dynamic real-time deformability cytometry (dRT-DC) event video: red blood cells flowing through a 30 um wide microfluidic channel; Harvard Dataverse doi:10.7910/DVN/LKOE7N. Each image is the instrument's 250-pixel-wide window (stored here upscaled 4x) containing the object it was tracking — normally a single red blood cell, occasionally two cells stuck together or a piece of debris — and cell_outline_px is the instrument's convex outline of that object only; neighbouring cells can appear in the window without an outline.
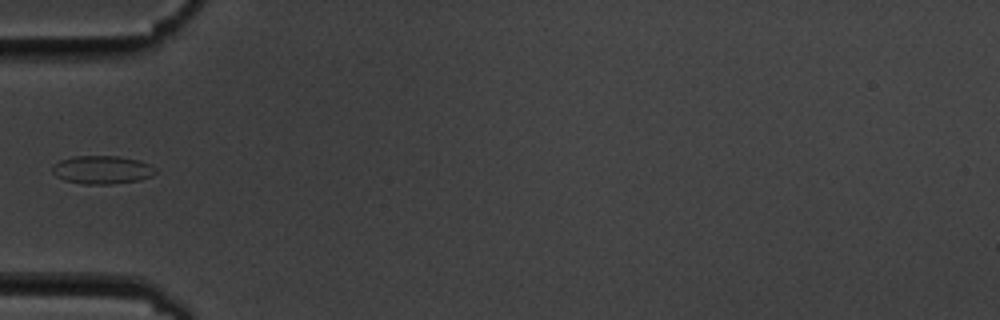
{"species": "common noctule bat (a hibernating species)", "species_latin": "Nyctalus noctula", "temperature_condition": "cold", "stored_images_in_passage": 9, "camera_frame_rate_fps": 3000, "um_per_image_px": 0.085, "animal": {"sex": "male", "body_mass_g": 19.5, "forearm_length_mm": 54.6}, "frame": {"image": 1, "passage_image": 6, "time_ms": 6.0, "image_size_px": [1000, 320], "cell_outline_px": [[156, 172], [152, 176], [140, 180], [112, 184], [84, 184], [64, 180], [56, 176], [52, 172], [52, 164], [60, 160], [76, 156], [120, 156], [140, 160], [152, 164], [156, 168]], "centroid_in_image_um": [8.7, 14.43], "position_along_channel_um": 76.3, "area_um2": 17.22}}
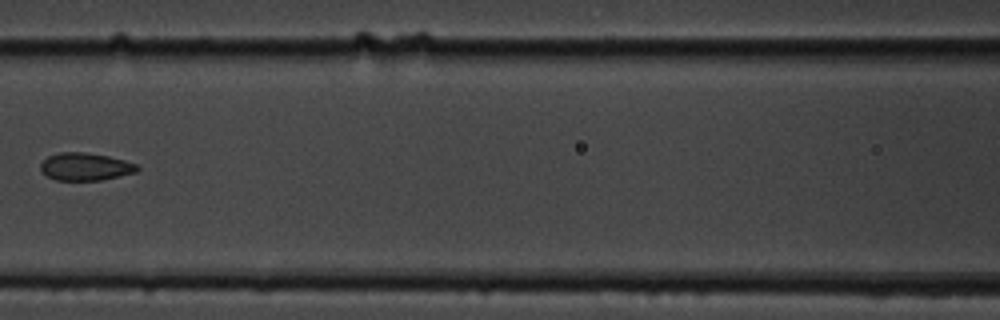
{"frame": {"image": 2, "passage_image": 8, "time_ms": 8.333, "image_size_px": [1000, 320], "cell_outline_px": [[140, 168], [136, 172], [100, 180], [56, 180], [40, 172], [40, 164], [48, 156], [60, 152], [84, 152], [108, 156], [124, 160], [136, 164]], "centroid_in_image_um": [7.23, 14.16], "position_along_channel_um": 159.4, "area_um2": 15.49}}
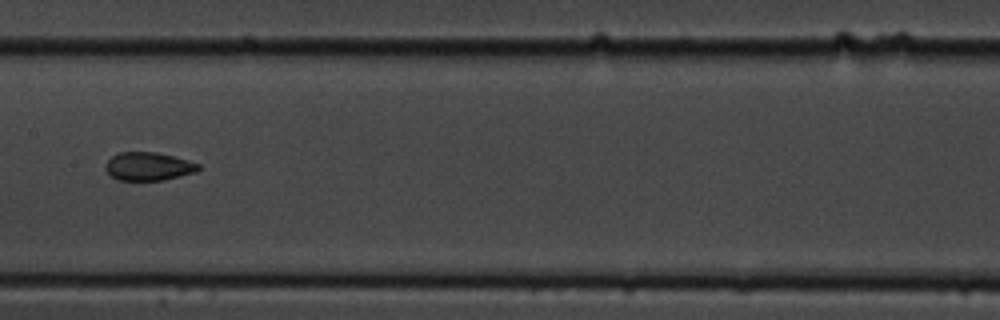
{"frame": {"image": 3, "passage_image": 9, "time_ms": 9.333, "image_size_px": [1000, 320], "cell_outline_px": [[200, 168], [196, 172], [164, 180], [116, 180], [104, 168], [104, 164], [112, 156], [120, 152], [156, 152], [188, 160], [200, 164]], "centroid_in_image_um": [12.61, 14.14], "position_along_channel_um": 194.8, "area_um2": 15.32}}